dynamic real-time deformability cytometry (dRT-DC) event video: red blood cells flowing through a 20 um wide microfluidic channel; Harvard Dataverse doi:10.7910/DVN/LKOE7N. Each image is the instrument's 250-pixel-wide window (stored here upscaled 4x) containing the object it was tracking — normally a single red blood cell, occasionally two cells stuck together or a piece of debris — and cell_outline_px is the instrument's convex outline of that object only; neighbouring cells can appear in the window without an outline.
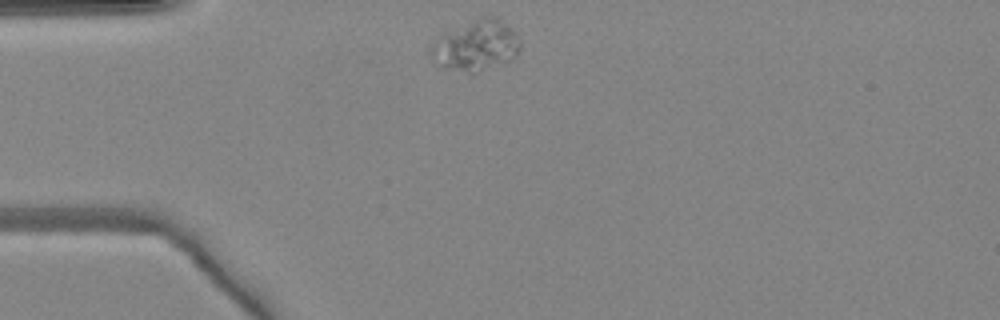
{"species": "common noctule bat (a hibernating species)", "species_latin": "Nyctalus noctula", "temperature_condition": "warm", "stored_images_in_passage": 38, "camera_frame_rate_fps": 3000, "um_per_image_px": 0.085, "animal": {"sex": "female", "body_mass_g": 24.6, "forearm_length_mm": 56.2}, "frame": {"image": 1, "passage_image": 1, "time_ms": 0.0, "image_size_px": [1000, 320], "cell_outline_px": [[520, 52], [516, 56], [508, 60], [480, 72], [468, 72], [444, 68], [432, 56], [428, 48], [440, 36], [480, 16], [496, 16], [520, 40]], "centroid_in_image_um": [40.47, 3.88], "position_along_channel_um": 44.5, "area_um2": 25.66}}
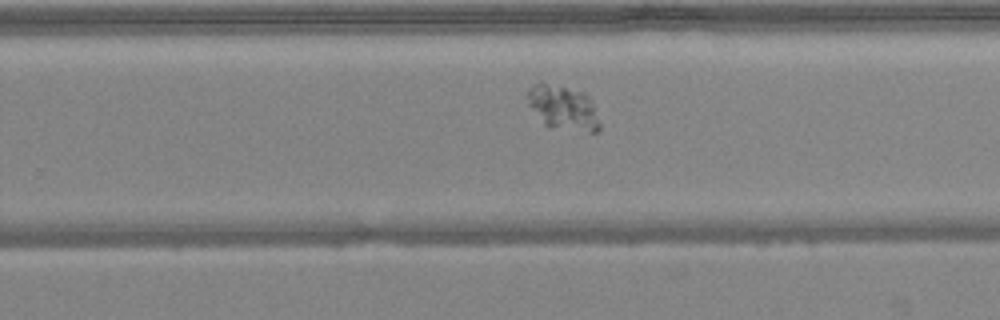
{"frame": {"image": 2, "passage_image": 20, "time_ms": 6.333, "image_size_px": [1000, 320], "cell_outline_px": [[600, 128], [596, 132], [588, 132], [548, 128], [544, 124], [528, 104], [528, 88], [532, 84], [540, 80], [584, 92], [592, 100], [600, 124]], "centroid_in_image_um": [47.85, 9.14], "position_along_channel_um": 281.9, "area_um2": 19.19}}
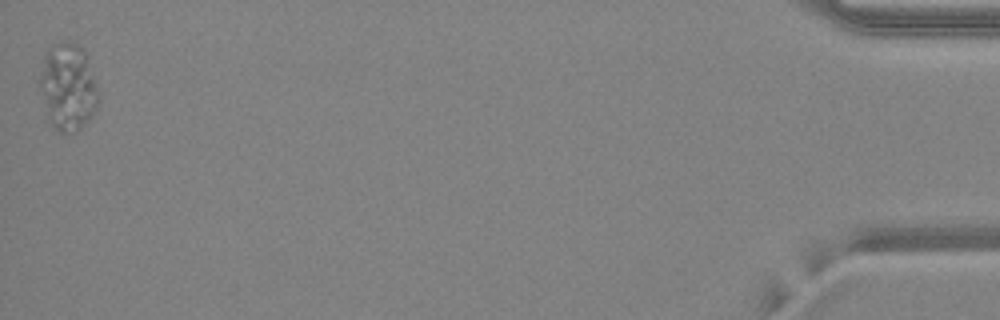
{"frame": {"image": 3, "passage_image": 38, "time_ms": 12.333, "image_size_px": [1000, 320], "cell_outline_px": [[100, 100], [92, 116], [76, 132], [56, 132], [44, 120], [40, 88], [40, 76], [44, 52], [52, 44], [60, 40], [72, 40], [84, 48], [100, 96]], "centroid_in_image_um": [5.74, 7.4], "position_along_channel_um": 429.5, "area_um2": 30.92}}